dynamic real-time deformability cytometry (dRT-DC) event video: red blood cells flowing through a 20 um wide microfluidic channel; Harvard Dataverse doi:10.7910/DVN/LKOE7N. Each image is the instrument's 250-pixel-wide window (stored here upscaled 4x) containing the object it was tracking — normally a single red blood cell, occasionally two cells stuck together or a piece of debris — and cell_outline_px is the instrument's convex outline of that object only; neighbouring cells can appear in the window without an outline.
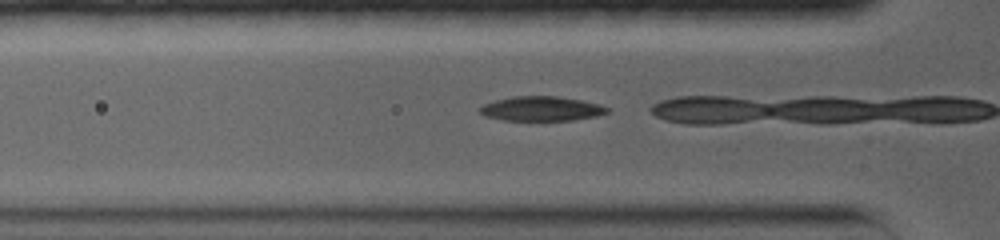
{"species": "common noctule bat (a hibernating species)", "species_latin": "Nyctalus noctula", "temperature_condition": "warm", "stored_images_in_passage": 55, "camera_frame_rate_fps": 5000, "um_per_image_px": 0.085, "animal": {"sex": "female", "body_mass_g": 19.0, "forearm_length_mm": 56.7}, "frame": {"image": 1, "passage_image": 4, "time_ms": 0.4, "image_size_px": [1000, 240], "cell_outline_px": [[608, 112], [596, 116], [572, 120], [504, 120], [484, 116], [480, 112], [480, 108], [484, 104], [496, 100], [512, 96], [556, 96], [580, 100], [600, 104], [608, 108]], "centroid_in_image_um": [46.01, 9.23], "position_along_channel_um": 79.8, "area_um2": 18.03}}
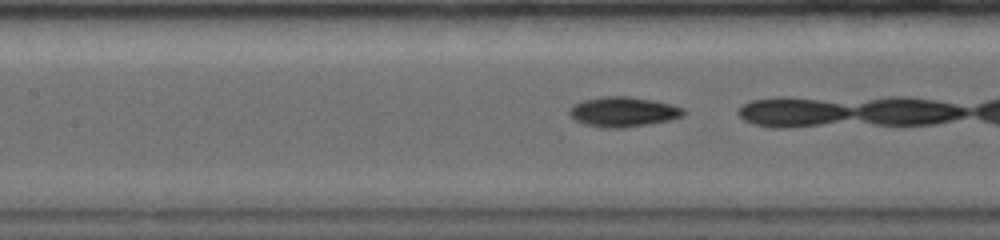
{"frame": {"image": 2, "passage_image": 14, "time_ms": 2.4, "image_size_px": [1000, 240], "cell_outline_px": [[688, 112], [684, 116], [672, 120], [624, 128], [604, 128], [584, 124], [576, 120], [568, 112], [568, 108], [584, 100], [600, 96], [628, 96], [652, 100], [672, 104], [684, 108]], "centroid_in_image_um": [53.02, 9.51], "position_along_channel_um": 154.4, "area_um2": 20.11}}
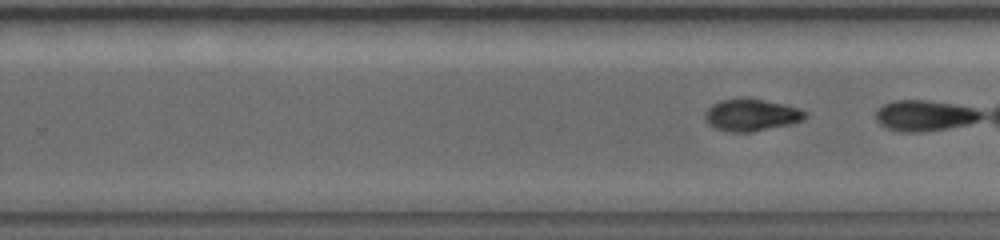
{"frame": {"image": 3, "passage_image": 33, "time_ms": 5.4, "image_size_px": [1000, 240], "cell_outline_px": [[808, 116], [804, 120], [792, 124], [752, 132], [728, 132], [716, 128], [708, 124], [704, 120], [704, 116], [708, 108], [712, 104], [720, 100], [760, 100], [784, 104], [800, 108], [808, 112]], "centroid_in_image_um": [63.91, 9.81], "position_along_channel_um": 265.9, "area_um2": 18.55}}